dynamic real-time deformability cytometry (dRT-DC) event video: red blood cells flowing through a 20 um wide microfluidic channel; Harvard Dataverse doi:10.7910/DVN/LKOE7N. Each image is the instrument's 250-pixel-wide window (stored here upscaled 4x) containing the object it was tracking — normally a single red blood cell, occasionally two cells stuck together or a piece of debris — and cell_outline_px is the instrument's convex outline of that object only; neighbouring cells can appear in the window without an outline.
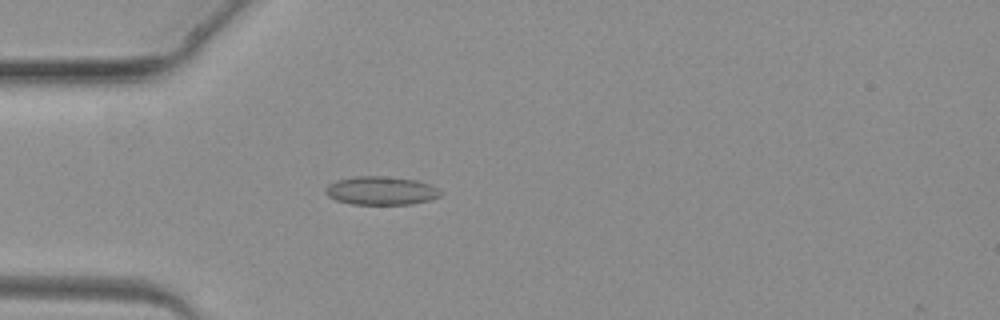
{"species": "common noctule bat (a hibernating species)", "species_latin": "Nyctalus noctula", "temperature_condition": "warm", "stored_images_in_passage": 4, "camera_frame_rate_fps": 3000, "um_per_image_px": 0.085, "animal": {"sex": "female", "body_mass_g": 19.3, "forearm_length_mm": 54.1}, "frame": {"image": 1, "passage_image": 4, "time_ms": 3.667, "image_size_px": [1000, 320], "cell_outline_px": [[444, 192], [440, 196], [432, 200], [412, 204], [352, 204], [336, 200], [328, 196], [324, 192], [324, 188], [328, 184], [336, 180], [356, 176], [384, 176], [416, 180], [432, 184], [440, 188]], "centroid_in_image_um": [32.43, 16.2], "position_along_channel_um": 52.6, "area_um2": 19.42}}